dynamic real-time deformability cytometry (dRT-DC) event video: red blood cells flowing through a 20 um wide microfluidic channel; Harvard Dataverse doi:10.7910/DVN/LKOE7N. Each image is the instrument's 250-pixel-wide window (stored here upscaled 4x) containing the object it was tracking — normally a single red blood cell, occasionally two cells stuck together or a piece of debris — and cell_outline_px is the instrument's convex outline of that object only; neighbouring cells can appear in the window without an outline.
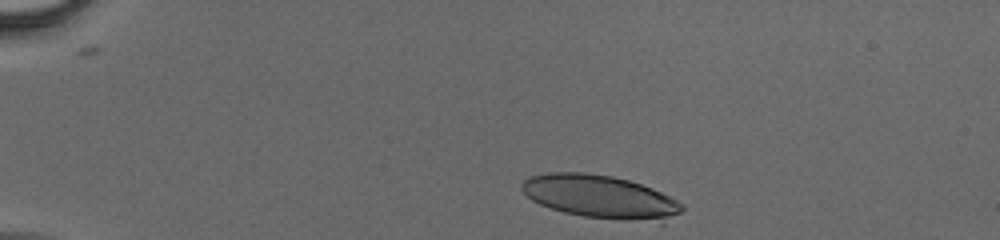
{"species": "human", "species_latin": "Homo sapiens", "temperature_condition": "cold", "stored_images_in_passage": 38, "camera_frame_rate_fps": 3000, "um_per_image_px": 0.085, "donor": {"sex": "male"}, "frame": {"image": 1, "passage_image": 1, "time_ms": 0.0, "image_size_px": [1000, 240], "cell_outline_px": [[684, 208], [680, 212], [664, 224], [660, 224], [584, 216], [564, 212], [540, 204], [532, 200], [520, 188], [520, 184], [528, 176], [548, 172], [584, 172], [612, 176], [628, 180], [652, 188], [684, 204]], "centroid_in_image_um": [51.07, 16.74], "position_along_channel_um": 33.9, "area_um2": 40.75}}
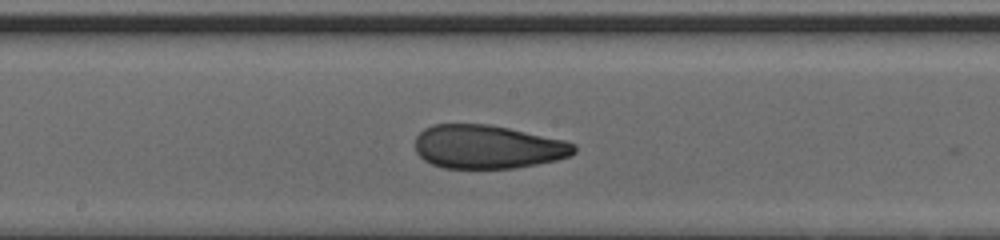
{"frame": {"image": 2, "passage_image": 21, "time_ms": 6.667, "image_size_px": [1000, 240], "cell_outline_px": [[576, 152], [568, 156], [556, 160], [516, 168], [444, 168], [432, 164], [424, 160], [416, 152], [416, 136], [424, 128], [432, 124], [488, 124], [508, 128], [564, 140], [576, 144]], "centroid_in_image_um": [41.43, 12.48], "position_along_channel_um": 206.8, "area_um2": 40.34}}
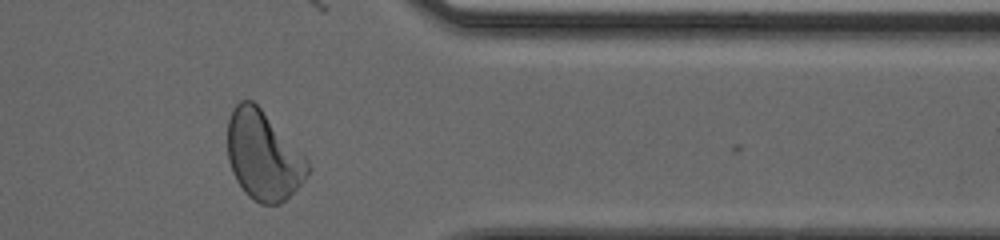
{"frame": {"image": 3, "passage_image": 36, "time_ms": 11.667, "image_size_px": [1000, 240], "cell_outline_px": [[312, 168], [304, 180], [280, 204], [260, 204], [248, 196], [244, 192], [236, 180], [232, 172], [228, 160], [228, 120], [232, 108], [240, 100], [252, 100], [260, 108], [308, 160]], "centroid_in_image_um": [22.36, 13.24], "position_along_channel_um": 389.0, "area_um2": 41.21}}